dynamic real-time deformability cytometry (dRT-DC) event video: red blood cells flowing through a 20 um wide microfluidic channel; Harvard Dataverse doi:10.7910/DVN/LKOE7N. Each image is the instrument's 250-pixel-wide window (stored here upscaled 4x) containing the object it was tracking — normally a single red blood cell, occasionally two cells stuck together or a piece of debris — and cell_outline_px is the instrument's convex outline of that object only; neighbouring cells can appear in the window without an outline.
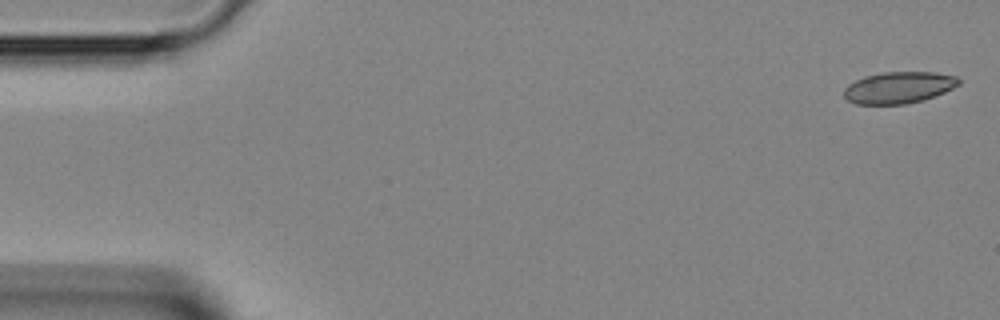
{"species": "Egyptian fruit bat (a non-hibernating species)", "species_latin": "Rousettus aegyptiacus", "temperature_condition": "room temperature", "stored_images_in_passage": 9, "camera_frame_rate_fps": 3000, "um_per_image_px": 0.085, "animal": {"sex": "female"}, "frame": {"image": 1, "passage_image": 1, "time_ms": 0.0, "image_size_px": [1000, 320], "cell_outline_px": [[960, 84], [944, 92], [924, 100], [904, 104], [856, 104], [848, 100], [844, 96], [844, 88], [848, 84], [864, 76], [884, 72], [936, 72], [956, 76], [960, 80]], "centroid_in_image_um": [76.39, 7.44], "position_along_channel_um": 8.6, "area_um2": 21.15}}